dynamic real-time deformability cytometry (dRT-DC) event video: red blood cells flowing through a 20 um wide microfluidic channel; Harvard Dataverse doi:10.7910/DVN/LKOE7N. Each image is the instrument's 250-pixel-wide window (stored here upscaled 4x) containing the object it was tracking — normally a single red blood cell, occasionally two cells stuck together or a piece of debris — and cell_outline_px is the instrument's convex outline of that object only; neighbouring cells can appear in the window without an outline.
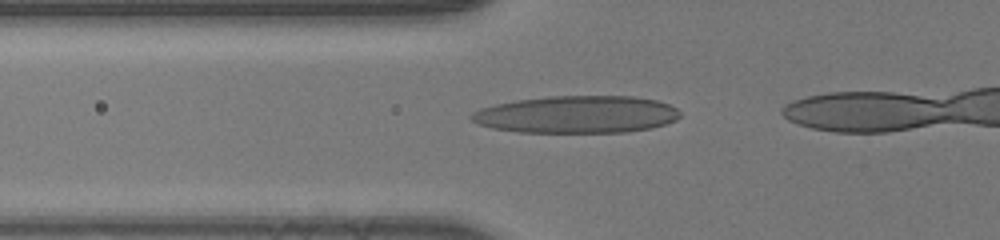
{"species": "human", "species_latin": "Homo sapiens", "temperature_condition": "room temperature", "stored_images_in_passage": 22, "camera_frame_rate_fps": 3000, "um_per_image_px": 0.085, "donor": {"sex": "male"}, "frame": {"image": 1, "passage_image": 11, "time_ms": 3.333, "image_size_px": [1000, 240], "cell_outline_px": [[680, 116], [676, 120], [652, 128], [628, 132], [520, 132], [492, 128], [480, 124], [472, 120], [468, 116], [472, 112], [480, 108], [496, 104], [516, 100], [548, 96], [632, 96], [656, 100], [668, 104], [676, 108], [680, 112]], "centroid_in_image_um": [49.02, 9.73], "position_along_channel_um": 76.8, "area_um2": 45.43}}
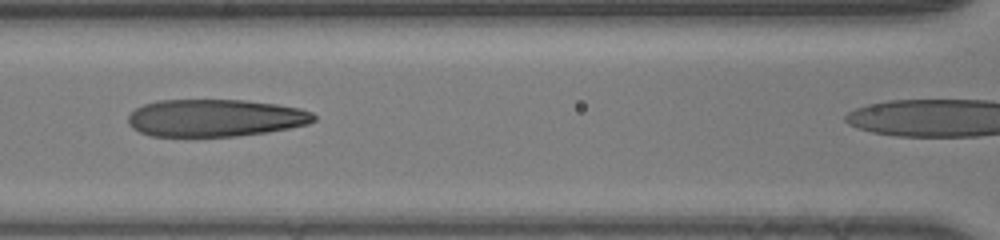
{"frame": {"image": 2, "passage_image": 16, "time_ms": 5.0, "image_size_px": [1000, 240], "cell_outline_px": [[316, 120], [308, 124], [268, 132], [236, 136], [152, 136], [140, 132], [132, 128], [128, 124], [128, 116], [136, 108], [144, 104], [156, 100], [244, 100], [276, 104], [300, 108], [312, 112], [316, 116]], "centroid_in_image_um": [18.29, 10.02], "position_along_channel_um": 148.3, "area_um2": 40.52}}
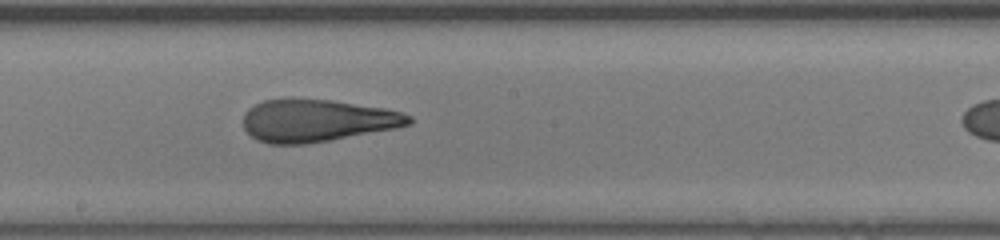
{"frame": {"image": 3, "passage_image": 21, "time_ms": 6.667, "image_size_px": [1000, 240], "cell_outline_px": [[412, 124], [396, 128], [328, 140], [304, 144], [268, 144], [256, 140], [244, 128], [244, 112], [248, 108], [264, 100], [332, 100], [384, 108], [400, 112], [412, 116]], "centroid_in_image_um": [26.94, 10.26], "position_along_channel_um": 221.3, "area_um2": 40.4}}